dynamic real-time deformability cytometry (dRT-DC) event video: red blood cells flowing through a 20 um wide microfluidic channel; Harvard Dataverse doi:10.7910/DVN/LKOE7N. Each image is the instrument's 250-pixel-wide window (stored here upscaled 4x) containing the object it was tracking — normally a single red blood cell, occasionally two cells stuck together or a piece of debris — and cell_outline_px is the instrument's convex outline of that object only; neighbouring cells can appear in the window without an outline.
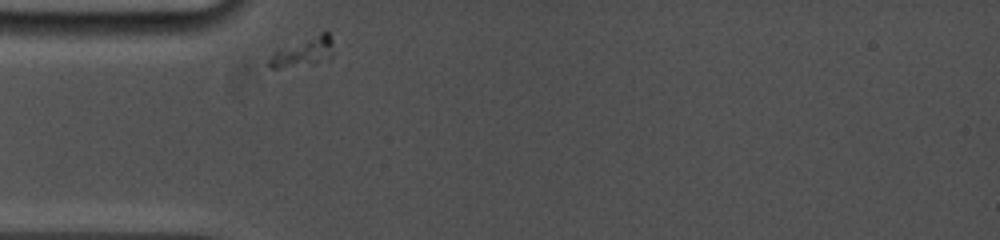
{"species": "common noctule bat (a hibernating species)", "species_latin": "Nyctalus noctula", "temperature_condition": "cold", "stored_images_in_passage": 37, "camera_frame_rate_fps": 5000, "um_per_image_px": 0.085, "animal": {"sex": "female", "body_mass_g": 19.0, "forearm_length_mm": 53.3}, "frame": {"image": 1, "passage_image": 1, "time_ms": 0.0, "image_size_px": [1000, 240], "cell_outline_px": [[332, 56], [328, 60], [280, 68], [272, 68], [268, 64], [268, 60], [276, 48], [320, 32], [328, 32], [332, 40]], "centroid_in_image_um": [25.75, 4.38], "position_along_channel_um": 59.2, "area_um2": 10.98}}
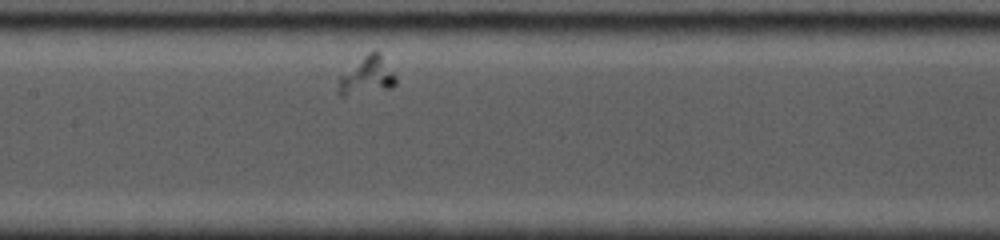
{"frame": {"image": 2, "passage_image": 17, "time_ms": 3.6, "image_size_px": [1000, 240], "cell_outline_px": [[396, 84], [392, 88], [344, 96], [340, 96], [336, 92], [340, 76], [368, 52], [380, 52], [396, 76]], "centroid_in_image_um": [31.19, 6.46], "position_along_channel_um": 176.2, "area_um2": 12.6}}
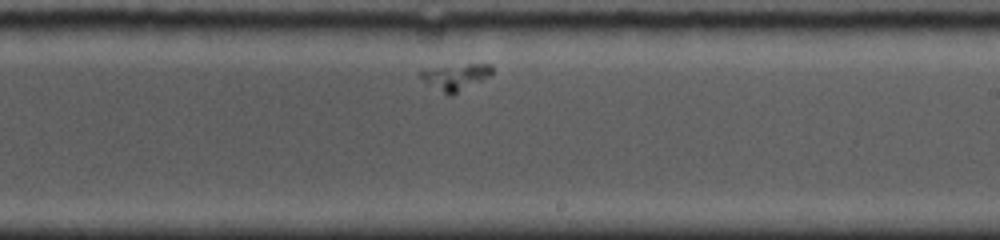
{"frame": {"image": 3, "passage_image": 26, "time_ms": 5.8, "image_size_px": [1000, 240], "cell_outline_px": [[492, 72], [488, 76], [452, 96], [448, 96], [424, 80], [420, 76], [420, 68], [468, 64], [492, 64]], "centroid_in_image_um": [38.69, 6.52], "position_along_channel_um": 250.3, "area_um2": 10.81}}